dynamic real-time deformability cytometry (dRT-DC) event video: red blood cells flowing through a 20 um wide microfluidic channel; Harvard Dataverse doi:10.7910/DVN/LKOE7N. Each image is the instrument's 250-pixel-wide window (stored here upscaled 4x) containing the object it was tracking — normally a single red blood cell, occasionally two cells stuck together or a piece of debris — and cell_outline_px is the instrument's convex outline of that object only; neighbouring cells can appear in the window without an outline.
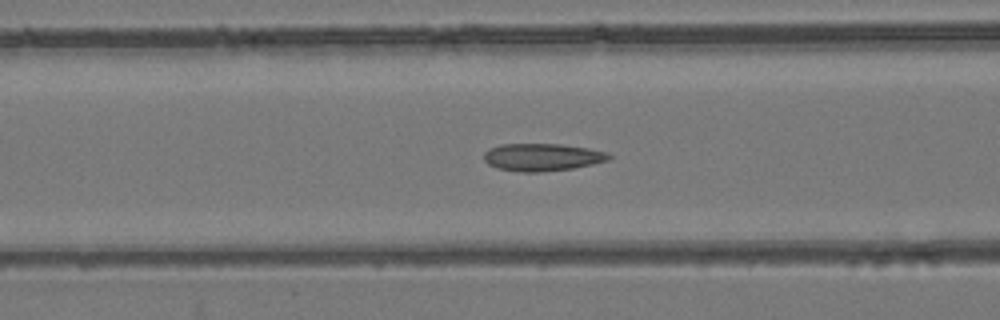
{"species": "common noctule bat (a hibernating species)", "species_latin": "Nyctalus noctula", "temperature_condition": "room temperature", "stored_images_in_passage": 54, "camera_frame_rate_fps": 3000, "um_per_image_px": 0.085, "animal": {"sex": "female", "body_mass_g": 24.6, "forearm_length_mm": 56.2}, "frame": {"image": 1, "passage_image": 22, "time_ms": 7.0, "image_size_px": [1000, 320], "cell_outline_px": [[612, 156], [608, 160], [592, 164], [572, 168], [540, 172], [520, 172], [496, 168], [488, 164], [484, 160], [484, 152], [500, 144], [560, 144], [588, 148], [604, 152]], "centroid_in_image_um": [46.05, 13.36], "position_along_channel_um": 120.5, "area_um2": 19.88}}
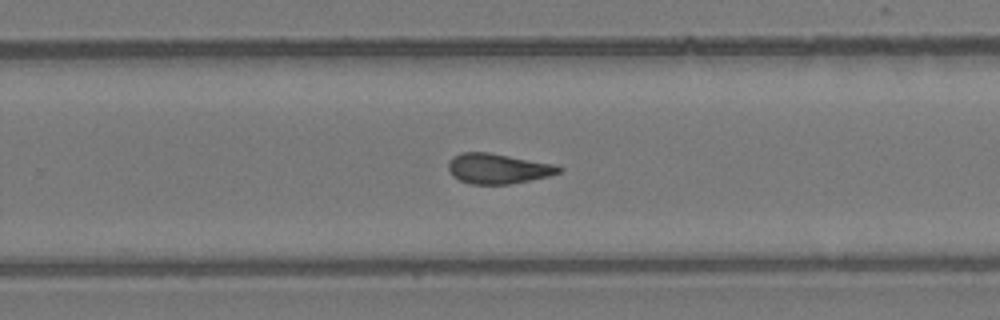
{"frame": {"image": 2, "passage_image": 35, "time_ms": 11.333, "image_size_px": [1000, 320], "cell_outline_px": [[564, 168], [560, 172], [548, 176], [508, 184], [468, 184], [452, 176], [448, 168], [448, 160], [452, 156], [460, 152], [488, 152], [556, 164]], "centroid_in_image_um": [42.29, 14.32], "position_along_channel_um": 287.5, "area_um2": 19.54}}
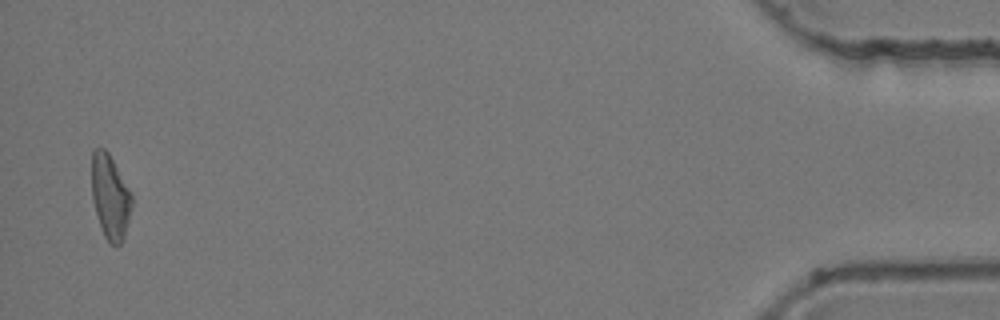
{"frame": {"image": 3, "passage_image": 53, "time_ms": 17.333, "image_size_px": [1000, 320], "cell_outline_px": [[132, 208], [124, 240], [120, 244], [108, 244], [104, 236], [92, 200], [92, 152], [96, 148], [104, 148], [108, 152], [128, 188], [132, 196]], "centroid_in_image_um": [9.37, 16.77], "position_along_channel_um": 425.8, "area_um2": 19.59}, "authors_computed_cell_mechanics": {"area_um2": 19.7676, "velocity_mm_per_s": 3.8578, "shape_relaxation_time_tau1_ms": null, "shape_relaxation_time_tau2_ms": 3.6517, "deformation_change_tau1": null, "deformation_change_tau2": 0.1144}}